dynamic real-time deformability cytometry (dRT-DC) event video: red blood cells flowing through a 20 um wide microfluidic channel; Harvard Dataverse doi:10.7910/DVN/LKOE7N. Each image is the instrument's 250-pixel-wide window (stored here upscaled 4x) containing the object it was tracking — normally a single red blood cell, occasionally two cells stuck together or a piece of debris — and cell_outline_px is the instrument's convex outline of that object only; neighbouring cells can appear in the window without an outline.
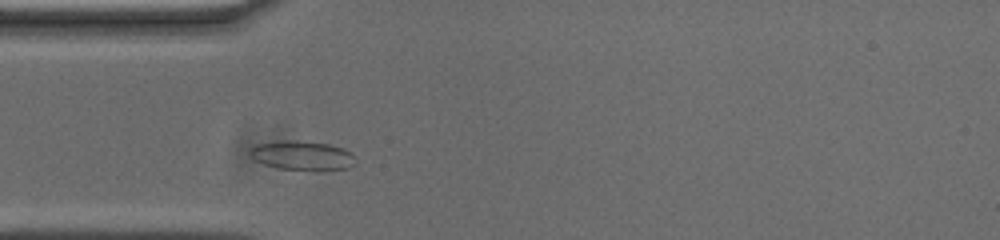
{"species": "common noctule bat (a hibernating species)", "species_latin": "Nyctalus noctula", "temperature_condition": "cold", "stored_images_in_passage": 36, "camera_frame_rate_fps": 3000, "um_per_image_px": 0.085, "animal": {"sex": "male", "body_mass_g": 20.0, "forearm_length_mm": 53.3}, "frame": {"image": 1, "passage_image": 6, "time_ms": 1.667, "image_size_px": [1000, 240], "cell_outline_px": [[352, 164], [348, 168], [316, 172], [276, 168], [264, 164], [248, 156], [248, 152], [252, 144], [284, 140], [296, 140], [328, 144], [344, 148], [352, 152]], "centroid_in_image_um": [25.62, 13.23], "position_along_channel_um": 59.4, "area_um2": 18.5}}
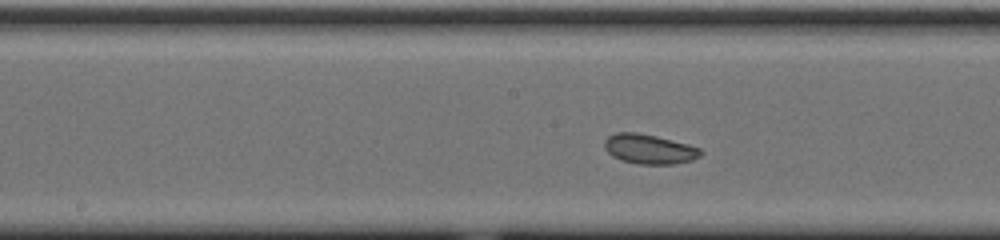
{"frame": {"image": 2, "passage_image": 17, "time_ms": 5.333, "image_size_px": [1000, 240], "cell_outline_px": [[704, 152], [700, 156], [692, 160], [676, 164], [636, 164], [620, 160], [612, 156], [604, 148], [604, 140], [608, 136], [616, 132], [636, 132], [656, 136], [688, 144], [700, 148]], "centroid_in_image_um": [55.18, 12.67], "position_along_channel_um": 193.0, "area_um2": 16.82}}
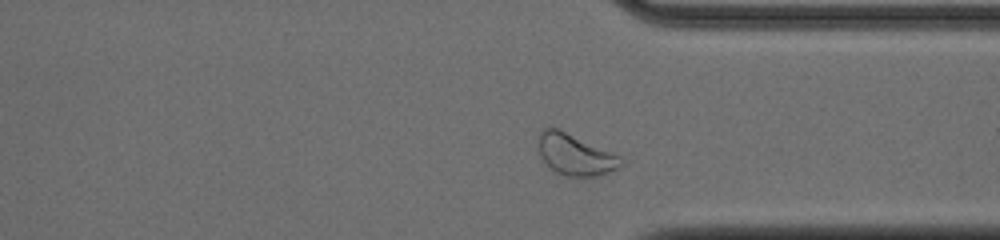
{"frame": {"image": 3, "passage_image": 31, "time_ms": 10.0, "image_size_px": [1000, 240], "cell_outline_px": [[624, 164], [620, 168], [596, 176], [564, 176], [556, 172], [540, 156], [536, 144], [540, 132], [544, 128], [560, 128], [620, 156], [624, 160]], "centroid_in_image_um": [48.89, 13.13], "position_along_channel_um": 362.5, "area_um2": 20.0}, "authors_computed_cell_mechanics": {"area_um2": 16.5597, "velocity_mm_per_s": 3.6574, "shape_relaxation_time_tau1_ms": 1.6878, "shape_relaxation_time_tau2_ms": 9.5786, "deformation_change_tau1": 0.0565, "deformation_change_tau2": 0.1462}}